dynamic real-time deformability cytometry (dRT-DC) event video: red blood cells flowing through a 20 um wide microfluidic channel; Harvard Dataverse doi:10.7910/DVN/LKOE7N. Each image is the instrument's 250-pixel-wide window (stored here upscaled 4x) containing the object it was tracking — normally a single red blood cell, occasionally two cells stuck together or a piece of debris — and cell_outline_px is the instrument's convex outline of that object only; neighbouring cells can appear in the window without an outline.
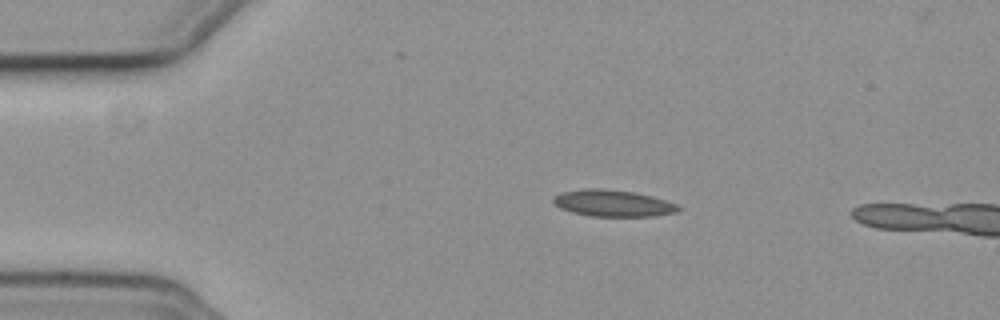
{"species": "common noctule bat (a hibernating species)", "species_latin": "Nyctalus noctula", "temperature_condition": "cold", "stored_images_in_passage": 5, "camera_frame_rate_fps": 3000, "um_per_image_px": 0.085, "animal": {"sex": "female", "body_mass_g": 19.3, "forearm_length_mm": 54.1}, "frame": {"image": 1, "passage_image": 1, "time_ms": 0.0, "image_size_px": [1000, 320], "cell_outline_px": [[680, 208], [676, 212], [656, 216], [588, 216], [572, 212], [560, 208], [552, 200], [556, 196], [564, 192], [584, 188], [604, 188], [632, 192], [652, 196], [676, 204]], "centroid_in_image_um": [52.1, 17.28], "position_along_channel_um": 32.9, "area_um2": 19.19}}